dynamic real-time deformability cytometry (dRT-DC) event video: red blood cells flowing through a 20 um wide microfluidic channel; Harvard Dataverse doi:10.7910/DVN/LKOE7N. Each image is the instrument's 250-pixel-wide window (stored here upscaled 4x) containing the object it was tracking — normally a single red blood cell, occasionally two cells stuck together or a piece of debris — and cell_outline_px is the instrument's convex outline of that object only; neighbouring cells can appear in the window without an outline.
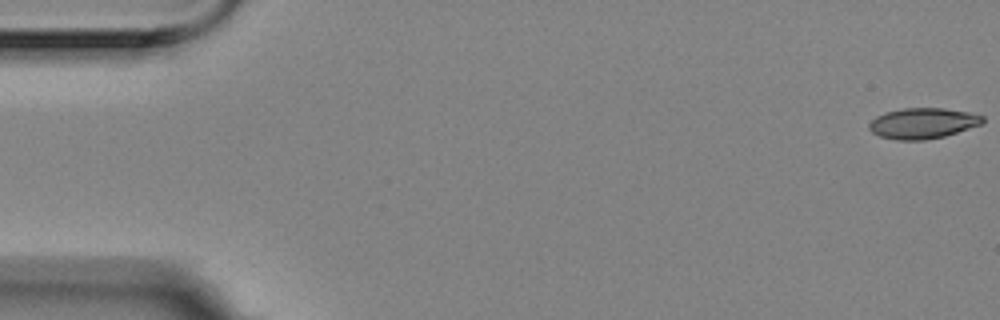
{"species": "Egyptian fruit bat (a non-hibernating species)", "species_latin": "Rousettus aegyptiacus", "temperature_condition": "room temperature", "stored_images_in_passage": 8, "camera_frame_rate_fps": 3000, "um_per_image_px": 0.085, "animal": {"sex": "female"}, "frame": {"image": 1, "passage_image": 1, "time_ms": 0.0, "image_size_px": [1000, 320], "cell_outline_px": [[984, 124], [944, 136], [924, 140], [896, 140], [880, 136], [872, 132], [868, 128], [868, 124], [876, 116], [884, 112], [904, 108], [944, 108], [968, 112], [984, 116]], "centroid_in_image_um": [78.44, 10.47], "position_along_channel_um": 6.6, "area_um2": 20.4}}
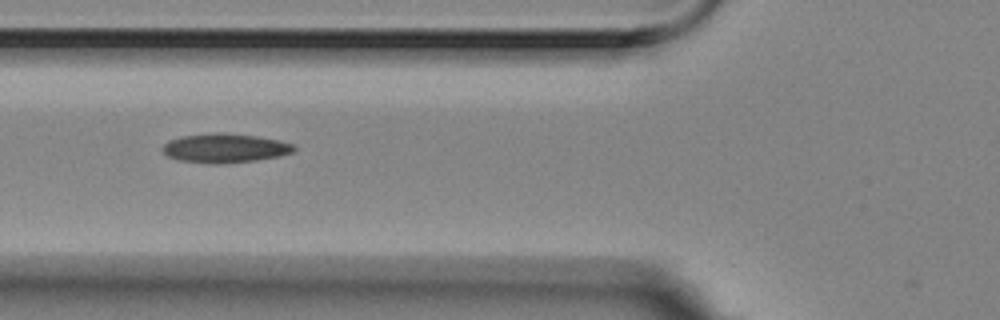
{"frame": {"image": 2, "passage_image": 6, "time_ms": 1.667, "image_size_px": [1000, 320], "cell_outline_px": [[296, 148], [292, 152], [280, 156], [256, 160], [216, 164], [180, 160], [168, 156], [160, 148], [168, 140], [180, 136], [216, 132], [220, 132], [256, 136], [276, 140], [292, 144]], "centroid_in_image_um": [19.07, 12.58], "position_along_channel_um": 106.7, "area_um2": 22.14}}
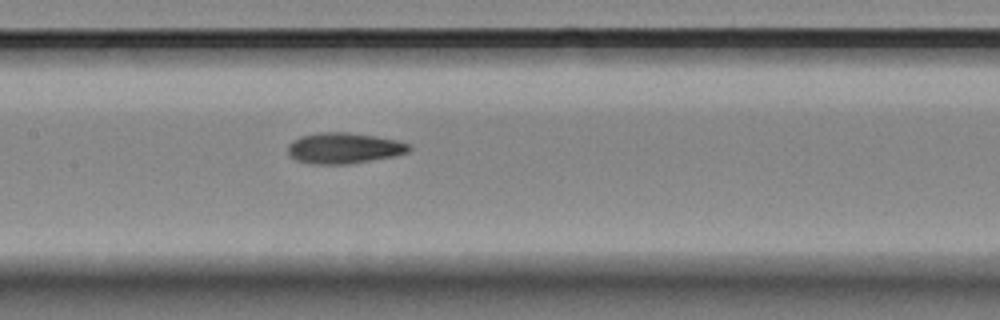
{"frame": {"image": 3, "passage_image": 8, "time_ms": 2.333, "image_size_px": [1000, 320], "cell_outline_px": [[412, 148], [408, 152], [392, 156], [348, 164], [312, 164], [296, 160], [288, 156], [288, 144], [292, 140], [300, 136], [320, 132], [348, 132], [376, 136], [396, 140], [408, 144]], "centroid_in_image_um": [29.18, 12.58], "position_along_channel_um": 178.2, "area_um2": 21.79}}